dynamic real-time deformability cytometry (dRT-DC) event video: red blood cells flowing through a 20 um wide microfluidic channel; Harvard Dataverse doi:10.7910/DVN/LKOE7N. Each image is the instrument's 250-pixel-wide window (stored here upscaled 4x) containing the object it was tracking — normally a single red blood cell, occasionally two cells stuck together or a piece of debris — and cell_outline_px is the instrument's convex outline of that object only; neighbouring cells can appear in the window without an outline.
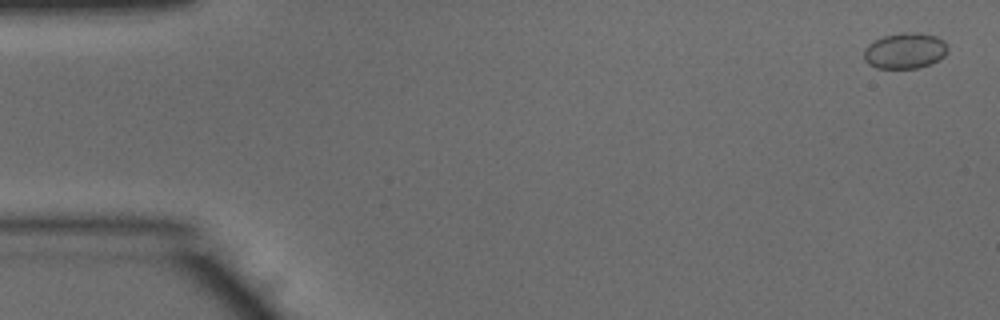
{"species": "common noctule bat (a hibernating species)", "species_latin": "Nyctalus noctula", "temperature_condition": "warm", "stored_images_in_passage": 45, "camera_frame_rate_fps": 3000, "um_per_image_px": 0.085, "animal": {"sex": "male", "body_mass_g": 15.6}, "frame": {"image": 1, "passage_image": 2, "time_ms": 0.333, "image_size_px": [1000, 320], "cell_outline_px": [[948, 48], [944, 56], [932, 64], [920, 68], [876, 68], [868, 64], [864, 60], [864, 48], [868, 44], [884, 36], [900, 32], [920, 32], [936, 36], [944, 40], [948, 44]], "centroid_in_image_um": [76.94, 4.31], "position_along_channel_um": 8.1, "area_um2": 17.8}}
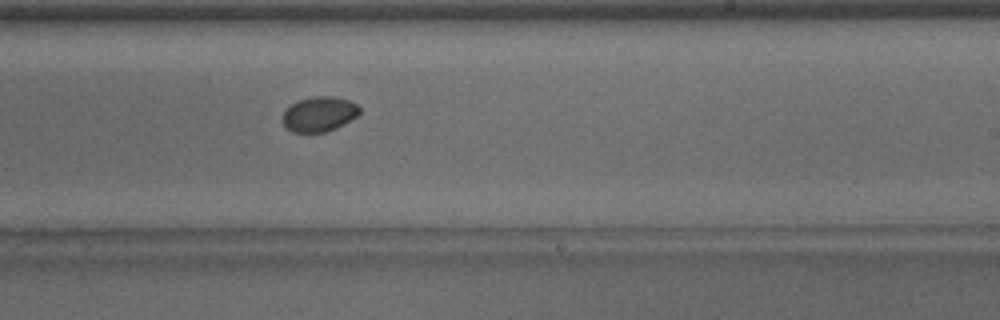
{"frame": {"image": 2, "passage_image": 31, "time_ms": 10.0, "image_size_px": [1000, 320], "cell_outline_px": [[360, 112], [356, 116], [336, 128], [324, 132], [292, 132], [284, 124], [284, 112], [292, 104], [300, 100], [312, 96], [332, 96], [348, 100], [356, 104], [360, 108]], "centroid_in_image_um": [27.15, 9.69], "position_along_channel_um": 261.8, "area_um2": 15.32}}
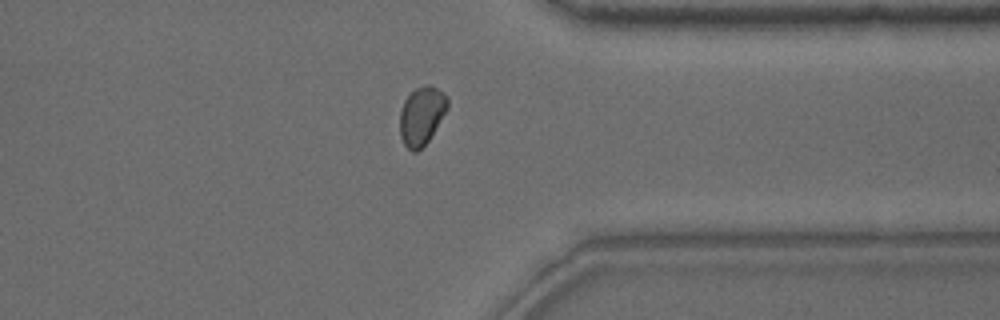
{"frame": {"image": 3, "passage_image": 40, "time_ms": 13.0, "image_size_px": [1000, 320], "cell_outline_px": [[448, 108], [428, 140], [416, 152], [412, 152], [404, 144], [400, 136], [400, 112], [404, 100], [416, 88], [424, 84], [428, 84], [444, 92], [448, 96]], "centroid_in_image_um": [35.84, 9.81], "position_along_channel_um": 375.6, "area_um2": 16.07}}